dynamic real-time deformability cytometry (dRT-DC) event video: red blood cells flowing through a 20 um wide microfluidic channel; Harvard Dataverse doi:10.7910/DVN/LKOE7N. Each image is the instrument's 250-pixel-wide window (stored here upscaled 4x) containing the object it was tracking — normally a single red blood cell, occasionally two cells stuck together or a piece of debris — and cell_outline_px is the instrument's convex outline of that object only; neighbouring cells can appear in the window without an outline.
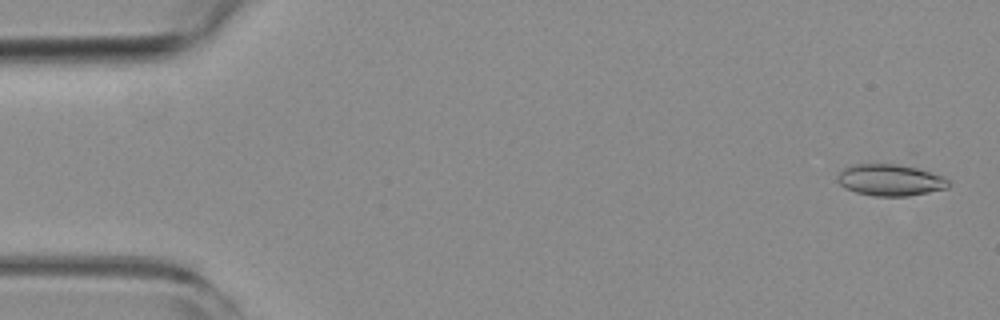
{"species": "common noctule bat (a hibernating species)", "species_latin": "Nyctalus noctula", "temperature_condition": "room temperature", "stored_images_in_passage": 54, "camera_frame_rate_fps": 3000, "um_per_image_px": 0.085, "animal": {"sex": "female", "body_mass_g": 19.3, "forearm_length_mm": 54.1}, "frame": {"image": 1, "passage_image": 2, "time_ms": 0.333, "image_size_px": [1000, 320], "cell_outline_px": [[948, 188], [908, 196], [872, 196], [856, 192], [844, 188], [836, 180], [836, 176], [848, 164], [908, 152], [916, 152], [948, 180]], "centroid_in_image_um": [75.86, 14.99], "position_along_channel_um": 9.1, "area_um2": 25.61}}
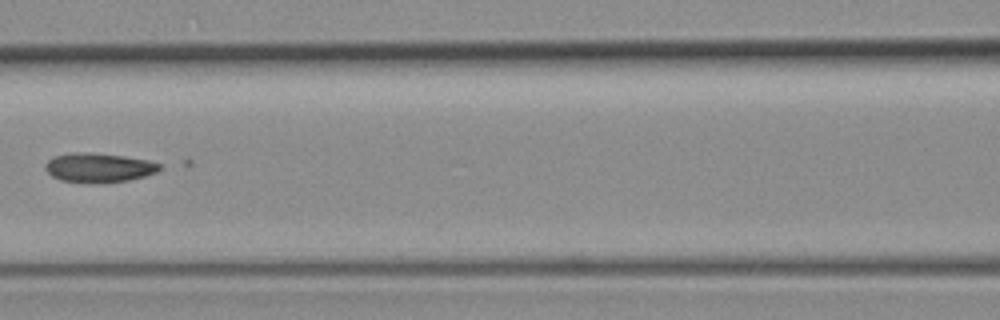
{"frame": {"image": 2, "passage_image": 24, "time_ms": 7.667, "image_size_px": [1000, 320], "cell_outline_px": [[160, 168], [156, 172], [144, 176], [128, 180], [104, 184], [84, 184], [60, 180], [52, 176], [44, 168], [44, 164], [52, 156], [68, 152], [92, 152], [124, 156], [148, 160], [160, 164]], "centroid_in_image_um": [8.33, 14.26], "position_along_channel_um": 158.3, "area_um2": 20.06}}
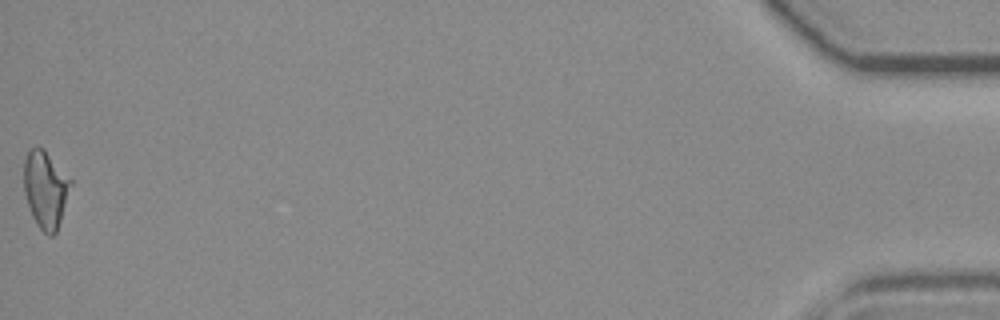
{"frame": {"image": 3, "passage_image": 54, "time_ms": 17.667, "image_size_px": [1000, 320], "cell_outline_px": [[72, 184], [56, 232], [52, 236], [48, 236], [36, 224], [32, 216], [24, 192], [24, 160], [28, 152], [32, 148], [44, 148], [72, 180]], "centroid_in_image_um": [3.87, 16.09], "position_along_channel_um": 431.3, "area_um2": 20.87}}